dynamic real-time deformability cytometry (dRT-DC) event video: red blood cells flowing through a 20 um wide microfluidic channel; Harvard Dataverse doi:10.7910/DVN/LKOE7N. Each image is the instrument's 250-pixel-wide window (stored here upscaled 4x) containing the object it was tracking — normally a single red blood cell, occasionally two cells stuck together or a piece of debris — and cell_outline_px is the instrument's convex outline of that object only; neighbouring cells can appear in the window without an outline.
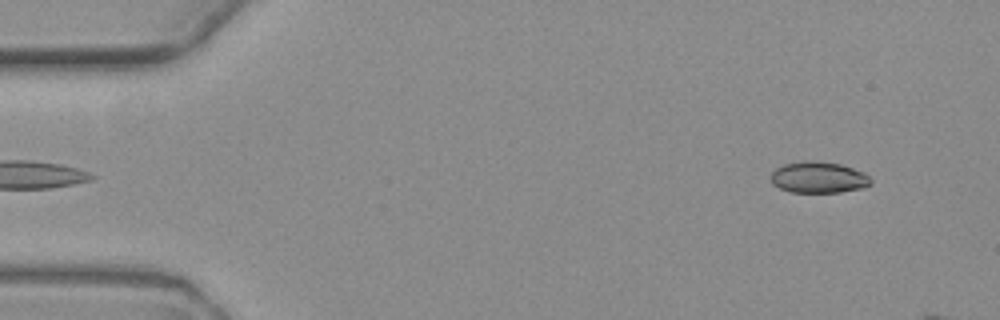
{"species": "common noctule bat (a hibernating species)", "species_latin": "Nyctalus noctula", "temperature_condition": "warm", "stored_images_in_passage": 4, "camera_frame_rate_fps": 3000, "um_per_image_px": 0.085, "animal": {"sex": "female", "body_mass_g": 19.3, "forearm_length_mm": 54.1}, "frame": {"image": 1, "passage_image": 4, "time_ms": 4.0, "image_size_px": [1000, 320], "cell_outline_px": [[872, 184], [860, 188], [840, 192], [792, 192], [780, 188], [772, 184], [772, 172], [776, 168], [784, 164], [804, 160], [816, 160], [840, 164], [864, 172], [872, 180]], "centroid_in_image_um": [69.58, 15.06], "position_along_channel_um": 15.4, "area_um2": 18.21}}